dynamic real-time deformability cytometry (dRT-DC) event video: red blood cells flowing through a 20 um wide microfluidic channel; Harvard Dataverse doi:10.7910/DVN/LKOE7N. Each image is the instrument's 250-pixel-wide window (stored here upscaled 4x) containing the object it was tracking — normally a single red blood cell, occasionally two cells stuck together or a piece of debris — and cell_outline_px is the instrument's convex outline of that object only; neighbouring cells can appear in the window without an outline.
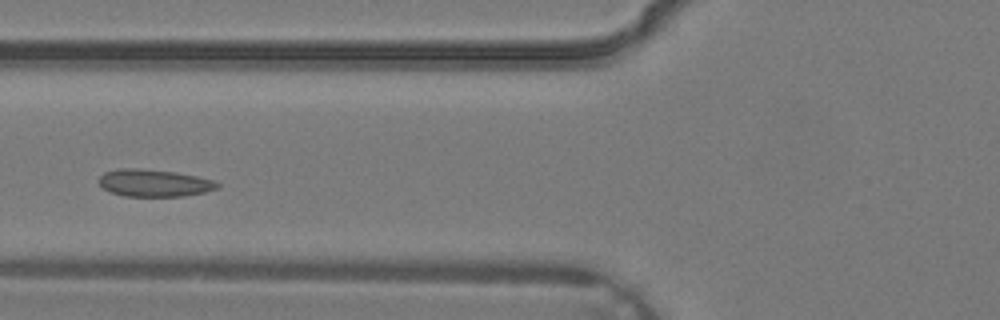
{"species": "common noctule bat (a hibernating species)", "species_latin": "Nyctalus noctula", "temperature_condition": "warm", "stored_images_in_passage": 3, "camera_frame_rate_fps": 3000, "um_per_image_px": 0.085, "animal": {"sex": "male", "body_mass_g": 19.2, "forearm_length_mm": 51.8}, "frame": {"image": 1, "passage_image": 3, "time_ms": 0.667, "image_size_px": [1000, 320], "cell_outline_px": [[220, 188], [204, 192], [184, 196], [124, 196], [112, 192], [104, 188], [96, 180], [104, 172], [120, 168], [140, 168], [176, 172], [216, 180], [220, 184]], "centroid_in_image_um": [13.12, 15.54], "position_along_channel_um": 112.7, "area_um2": 18.96}}